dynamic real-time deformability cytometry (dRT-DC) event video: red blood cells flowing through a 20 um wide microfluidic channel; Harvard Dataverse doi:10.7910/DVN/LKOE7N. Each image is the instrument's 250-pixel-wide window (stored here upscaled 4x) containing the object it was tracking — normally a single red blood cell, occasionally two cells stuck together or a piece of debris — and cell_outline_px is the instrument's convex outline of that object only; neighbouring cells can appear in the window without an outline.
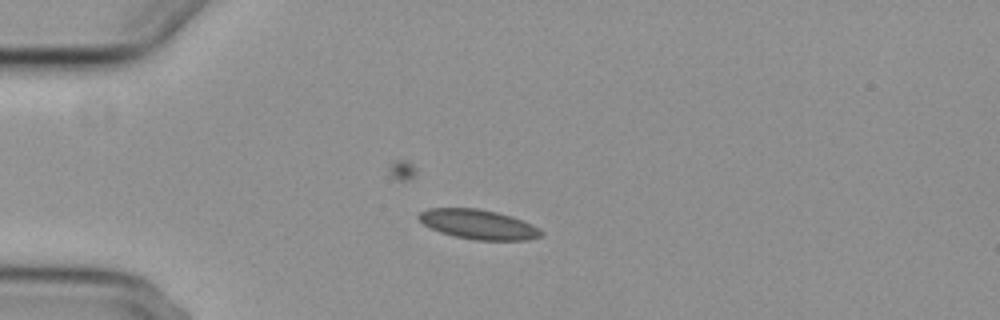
{"species": "common noctule bat (a hibernating species)", "species_latin": "Nyctalus noctula", "temperature_condition": "cold", "stored_images_in_passage": 42, "camera_frame_rate_fps": 3000, "um_per_image_px": 0.085, "animal": {"sex": "female", "body_mass_g": 29.2, "forearm_length_mm": 56.3}, "frame": {"image": 1, "passage_image": 13, "time_ms": 4.0, "image_size_px": [1000, 320], "cell_outline_px": [[544, 232], [540, 236], [528, 240], [476, 240], [456, 236], [440, 232], [424, 224], [416, 216], [420, 212], [428, 208], [476, 208], [496, 212], [512, 216], [532, 224], [540, 228]], "centroid_in_image_um": [40.68, 19.06], "position_along_channel_um": 44.3, "area_um2": 21.04}}
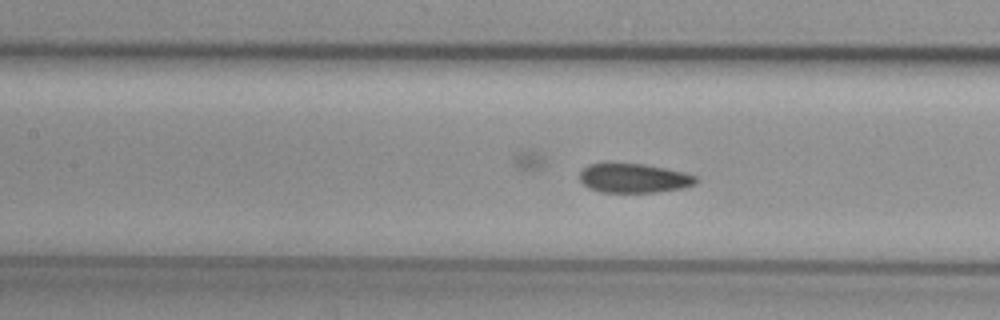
{"frame": {"image": 2, "passage_image": 24, "time_ms": 7.667, "image_size_px": [1000, 320], "cell_outline_px": [[700, 180], [696, 184], [684, 188], [652, 192], [600, 192], [588, 188], [580, 180], [580, 172], [588, 164], [604, 160], [608, 160], [644, 164], [668, 168], [684, 172], [696, 176]], "centroid_in_image_um": [53.85, 15.09], "position_along_channel_um": 153.6, "area_um2": 20.69}}
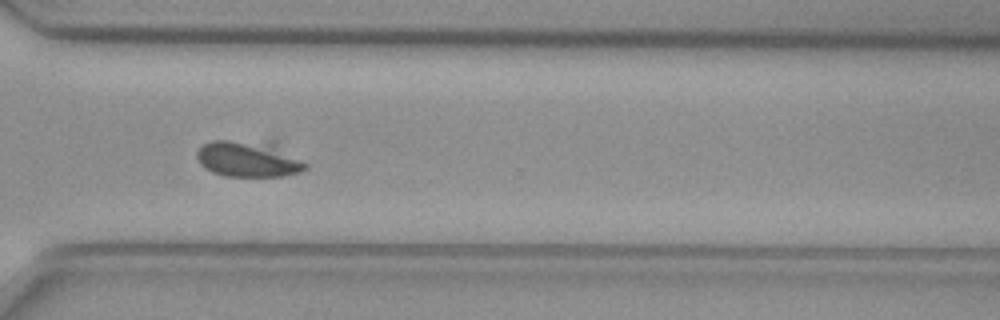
{"frame": {"image": 3, "passage_image": 40, "time_ms": 13.0, "image_size_px": [1000, 320], "cell_outline_px": [[308, 168], [300, 172], [284, 176], [224, 176], [212, 172], [204, 168], [200, 164], [196, 156], [196, 152], [204, 144], [212, 140], [276, 140], [308, 164]], "centroid_in_image_um": [21.2, 13.47], "position_along_channel_um": 349.4, "area_um2": 23.93}}